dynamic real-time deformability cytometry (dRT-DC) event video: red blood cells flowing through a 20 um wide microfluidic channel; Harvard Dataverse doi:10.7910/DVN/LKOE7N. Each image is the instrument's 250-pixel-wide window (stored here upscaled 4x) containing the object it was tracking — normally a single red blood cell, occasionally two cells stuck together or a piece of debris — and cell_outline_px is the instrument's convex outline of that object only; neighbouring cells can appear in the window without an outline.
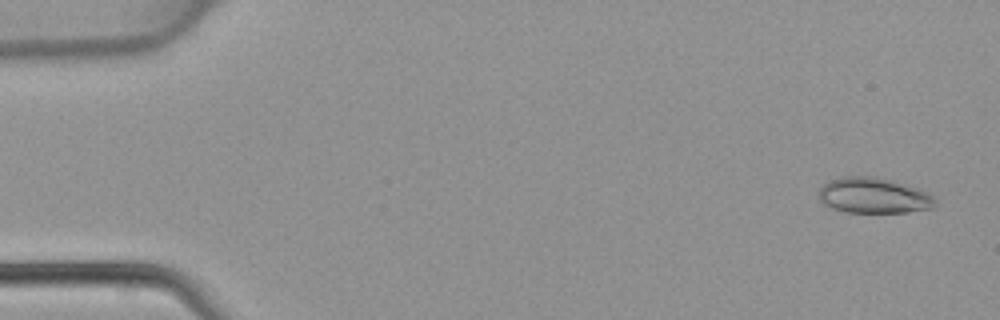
{"species": "common noctule bat (a hibernating species)", "species_latin": "Nyctalus noctula", "temperature_condition": "warm", "stored_images_in_passage": 45, "camera_frame_rate_fps": 3000, "um_per_image_px": 0.085, "animal": {"sex": "female", "body_mass_g": 22.7, "forearm_length_mm": 54.2}, "frame": {"image": 1, "passage_image": 2, "time_ms": 0.333, "image_size_px": [1000, 320], "cell_outline_px": [[936, 204], [932, 208], [908, 212], [844, 212], [832, 208], [824, 204], [820, 200], [816, 192], [824, 184], [832, 180], [844, 176], [876, 176], [892, 180], [916, 188], [936, 196]], "centroid_in_image_um": [74.25, 16.62], "position_along_channel_um": 10.7, "area_um2": 24.28}}
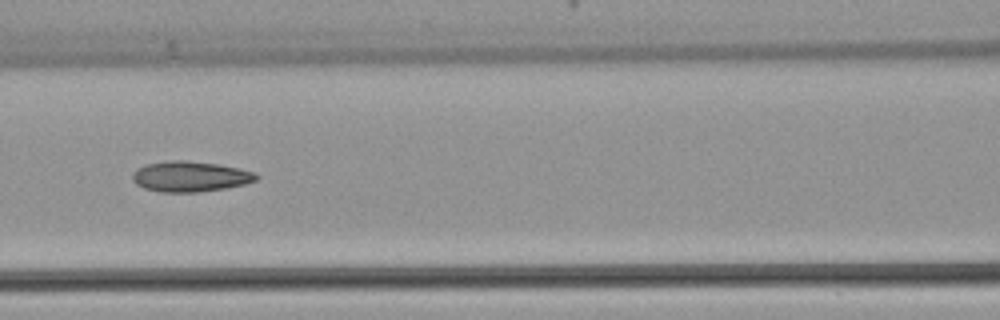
{"frame": {"image": 2, "passage_image": 20, "time_ms": 6.333, "image_size_px": [1000, 320], "cell_outline_px": [[260, 176], [256, 180], [244, 184], [224, 188], [200, 192], [160, 192], [144, 188], [136, 184], [132, 180], [132, 172], [136, 168], [144, 164], [172, 160], [184, 160], [220, 164], [240, 168], [256, 172]], "centroid_in_image_um": [16.15, 14.99], "position_along_channel_um": 150.4, "area_um2": 22.25}}
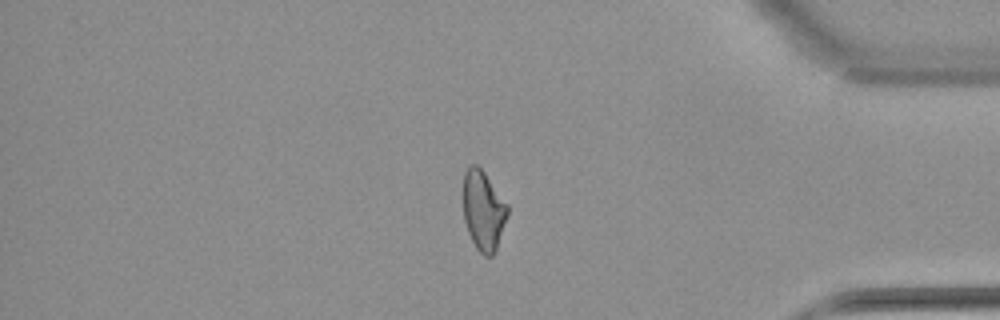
{"frame": {"image": 3, "passage_image": 38, "time_ms": 12.333, "image_size_px": [1000, 320], "cell_outline_px": [[508, 216], [496, 252], [492, 256], [484, 256], [476, 248], [468, 232], [464, 220], [464, 172], [472, 164], [476, 164], [484, 172], [508, 204]], "centroid_in_image_um": [41.11, 17.93], "position_along_channel_um": 394.1, "area_um2": 20.63}}